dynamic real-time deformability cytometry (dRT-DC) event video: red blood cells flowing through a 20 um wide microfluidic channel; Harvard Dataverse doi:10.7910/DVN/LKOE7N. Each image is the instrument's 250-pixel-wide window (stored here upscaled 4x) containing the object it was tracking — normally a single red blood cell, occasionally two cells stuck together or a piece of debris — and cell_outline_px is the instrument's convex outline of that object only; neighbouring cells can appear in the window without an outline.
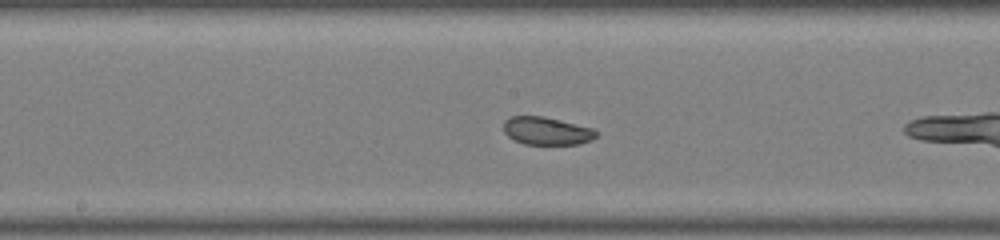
{"species": "common noctule bat (a hibernating species)", "species_latin": "Nyctalus noctula", "temperature_condition": "warm", "stored_images_in_passage": 15, "camera_frame_rate_fps": 3000, "um_per_image_px": 0.085, "animal": {"sex": "male", "body_mass_g": 19.0, "forearm_length_mm": 50.8}, "frame": {"image": 1, "passage_image": 11, "time_ms": 3.333, "image_size_px": [1000, 240], "cell_outline_px": [[600, 132], [592, 140], [580, 144], [524, 144], [512, 140], [504, 132], [504, 120], [508, 116], [544, 116], [592, 128]], "centroid_in_image_um": [46.46, 11.13], "position_along_channel_um": 201.7, "area_um2": 15.2}}